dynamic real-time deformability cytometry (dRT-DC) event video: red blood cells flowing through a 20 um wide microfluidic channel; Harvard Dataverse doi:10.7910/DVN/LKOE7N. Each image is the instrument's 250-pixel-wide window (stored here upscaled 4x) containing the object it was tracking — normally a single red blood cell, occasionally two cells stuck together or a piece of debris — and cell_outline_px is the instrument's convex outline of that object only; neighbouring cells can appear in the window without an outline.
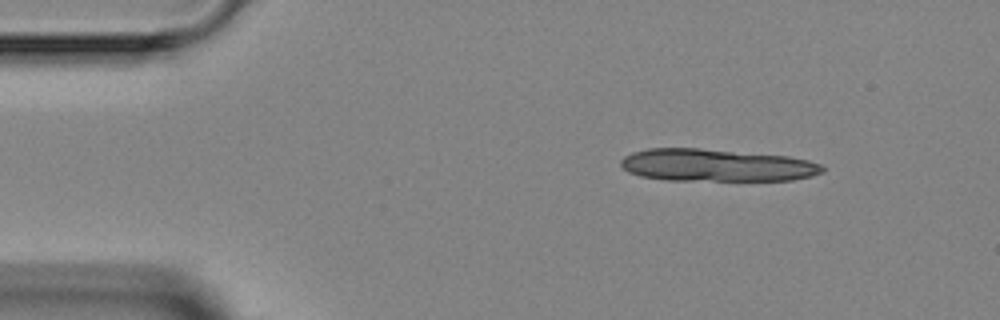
{"species": "Egyptian fruit bat (a non-hibernating species)", "species_latin": "Rousettus aegyptiacus", "temperature_condition": "room temperature", "stored_images_in_passage": 2, "camera_frame_rate_fps": 3000, "um_per_image_px": 0.085, "animal": {"sex": "female"}, "frame": {"image": 1, "passage_image": 1, "time_ms": 0.0, "image_size_px": [1000, 320], "cell_outline_px": [[824, 172], [812, 176], [792, 180], [668, 180], [640, 176], [628, 172], [620, 164], [620, 160], [624, 156], [632, 152], [648, 148], [700, 148], [788, 156], [808, 160], [820, 164], [824, 168]], "centroid_in_image_um": [60.89, 14.04], "position_along_channel_um": 24.1, "area_um2": 38.15}}